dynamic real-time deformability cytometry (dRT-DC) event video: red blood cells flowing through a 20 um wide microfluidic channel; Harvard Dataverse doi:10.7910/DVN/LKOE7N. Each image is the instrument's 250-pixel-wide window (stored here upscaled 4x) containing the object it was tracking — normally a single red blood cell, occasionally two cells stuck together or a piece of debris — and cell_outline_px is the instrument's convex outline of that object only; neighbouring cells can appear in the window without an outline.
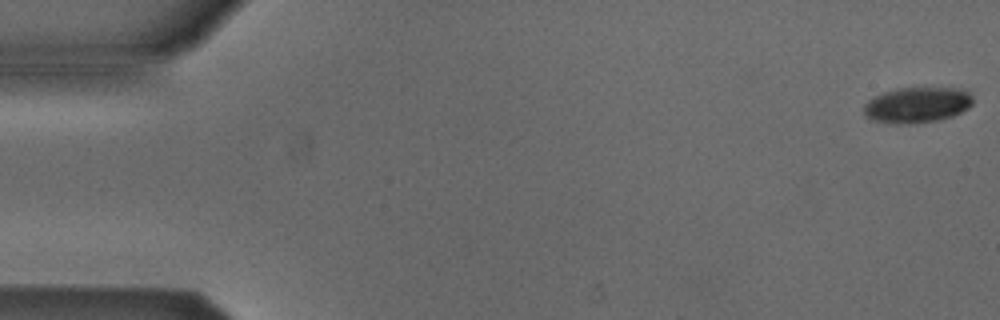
{"species": "Egyptian fruit bat (a non-hibernating species)", "species_latin": "Rousettus aegyptiacus", "temperature_condition": "cold", "stored_images_in_passage": 6, "segment_of_instrument_passage": [1, 2], "camera_frame_rate_fps": 3000, "um_per_image_px": 0.085, "animal": {"sex": "male"}, "frame": {"image": 1, "passage_image": 1, "time_ms": 0.0, "image_size_px": [1000, 320], "cell_outline_px": [[972, 104], [968, 108], [952, 116], [936, 120], [908, 124], [896, 124], [872, 120], [864, 112], [864, 104], [868, 100], [884, 92], [900, 88], [956, 88], [968, 92], [972, 96]], "centroid_in_image_um": [77.95, 8.92], "position_along_channel_um": 7.1, "area_um2": 22.37}}